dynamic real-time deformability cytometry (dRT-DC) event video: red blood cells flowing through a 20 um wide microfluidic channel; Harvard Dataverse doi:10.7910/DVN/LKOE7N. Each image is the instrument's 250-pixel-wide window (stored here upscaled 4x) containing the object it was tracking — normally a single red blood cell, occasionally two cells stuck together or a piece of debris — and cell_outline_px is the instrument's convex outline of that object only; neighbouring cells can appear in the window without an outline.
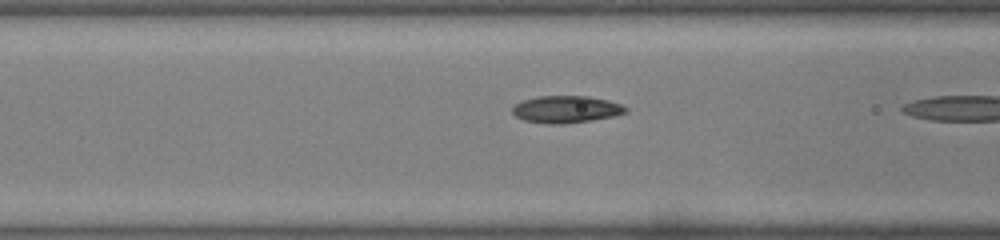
{"species": "common noctule bat (a hibernating species)", "species_latin": "Nyctalus noctula", "temperature_condition": "warm", "stored_images_in_passage": 10, "camera_frame_rate_fps": 3000, "um_per_image_px": 0.085, "animal": {"sex": "male", "body_mass_g": 19.0, "forearm_length_mm": 50.8}, "frame": {"image": 1, "passage_image": 9, "time_ms": 2.667, "image_size_px": [1000, 240], "cell_outline_px": [[628, 112], [616, 116], [592, 120], [564, 124], [548, 124], [524, 120], [516, 116], [512, 112], [512, 108], [516, 104], [524, 100], [536, 96], [588, 96], [608, 100], [620, 104], [628, 108]], "centroid_in_image_um": [48.15, 9.29], "position_along_channel_um": 118.4, "area_um2": 17.98}}